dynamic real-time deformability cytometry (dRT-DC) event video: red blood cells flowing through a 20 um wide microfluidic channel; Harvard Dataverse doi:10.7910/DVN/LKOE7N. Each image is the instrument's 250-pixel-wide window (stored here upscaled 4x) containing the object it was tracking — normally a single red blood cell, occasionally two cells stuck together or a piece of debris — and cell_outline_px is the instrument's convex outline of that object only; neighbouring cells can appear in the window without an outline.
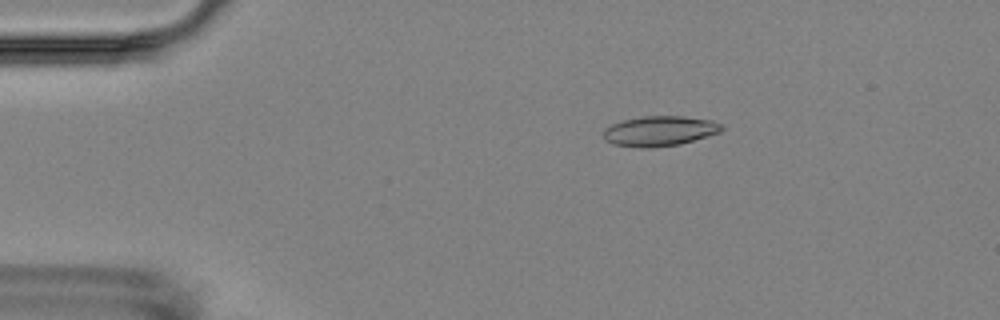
{"species": "Egyptian fruit bat (a non-hibernating species)", "species_latin": "Rousettus aegyptiacus", "temperature_condition": "room temperature", "stored_images_in_passage": 3, "camera_frame_rate_fps": 3000, "um_per_image_px": 0.085, "animal": {"sex": "female"}, "frame": {"image": 1, "passage_image": 2, "time_ms": 1.0, "image_size_px": [1000, 320], "cell_outline_px": [[724, 128], [720, 132], [680, 144], [652, 148], [640, 148], [612, 144], [604, 136], [604, 128], [612, 124], [624, 120], [644, 116], [684, 116], [712, 120], [720, 124]], "centroid_in_image_um": [56.07, 11.14], "position_along_channel_um": 28.9, "area_um2": 20.63}}